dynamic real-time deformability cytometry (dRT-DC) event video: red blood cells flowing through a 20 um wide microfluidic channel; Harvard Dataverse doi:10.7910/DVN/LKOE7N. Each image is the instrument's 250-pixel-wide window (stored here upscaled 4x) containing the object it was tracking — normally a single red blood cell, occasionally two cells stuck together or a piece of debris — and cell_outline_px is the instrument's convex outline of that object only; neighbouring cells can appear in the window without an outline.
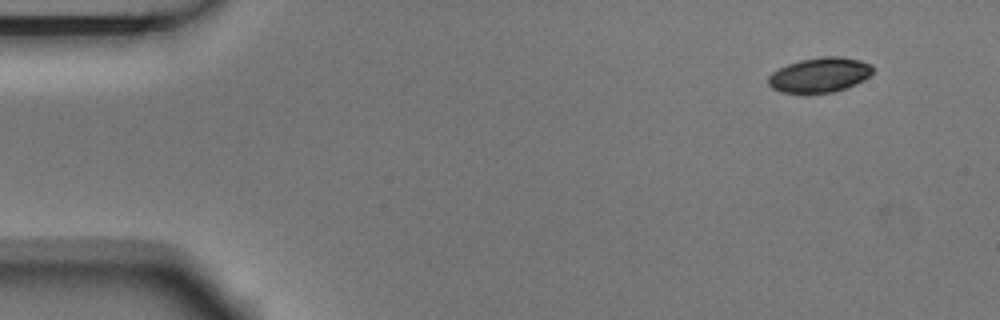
{"species": "Egyptian fruit bat (a non-hibernating species)", "species_latin": "Rousettus aegyptiacus", "temperature_condition": "room temperature", "stored_images_in_passage": 4, "camera_frame_rate_fps": 3000, "um_per_image_px": 0.085, "animal": {"sex": "male"}, "frame": {"image": 1, "passage_image": 1, "time_ms": 0.0, "image_size_px": [1000, 320], "cell_outline_px": [[876, 68], [864, 80], [856, 84], [832, 92], [780, 92], [772, 88], [768, 84], [768, 76], [772, 72], [788, 64], [800, 60], [824, 56], [840, 56], [860, 60], [872, 64]], "centroid_in_image_um": [69.7, 6.35], "position_along_channel_um": 15.3, "area_um2": 21.1}}
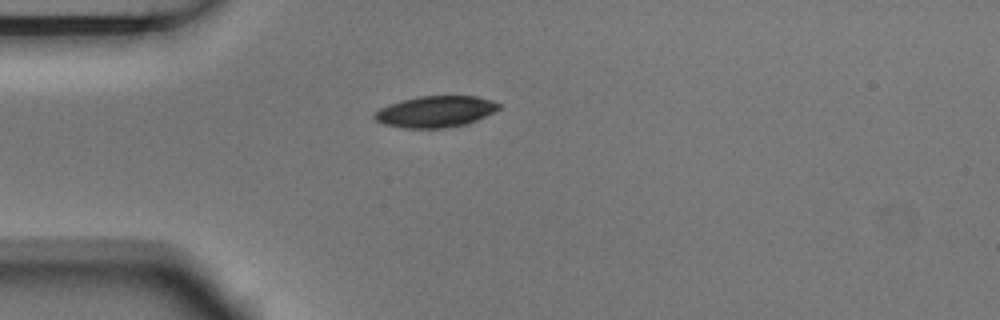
{"frame": {"image": 2, "passage_image": 3, "time_ms": 0.667, "image_size_px": [1000, 320], "cell_outline_px": [[500, 108], [468, 124], [444, 128], [404, 128], [384, 124], [376, 120], [372, 116], [380, 108], [404, 100], [420, 96], [476, 96], [492, 100], [500, 104]], "centroid_in_image_um": [37.03, 9.49], "position_along_channel_um": 48.0, "area_um2": 22.43}}